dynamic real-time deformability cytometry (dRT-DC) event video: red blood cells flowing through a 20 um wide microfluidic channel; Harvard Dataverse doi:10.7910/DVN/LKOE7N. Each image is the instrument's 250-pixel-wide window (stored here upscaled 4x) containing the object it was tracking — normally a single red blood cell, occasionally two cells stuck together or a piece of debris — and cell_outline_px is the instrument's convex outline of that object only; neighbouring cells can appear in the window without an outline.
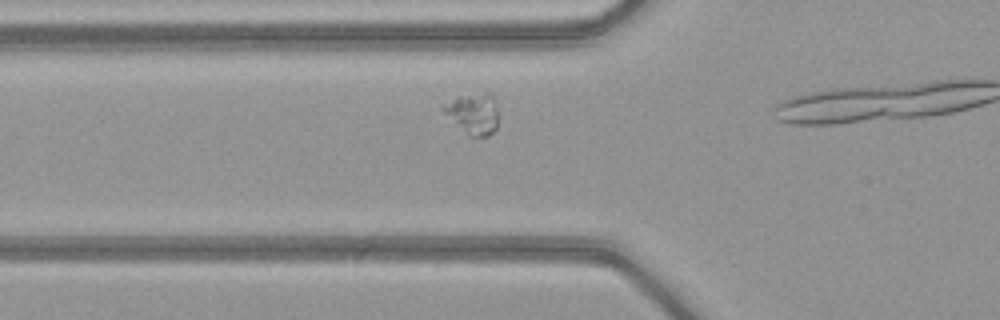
{"species": "common noctule bat (a hibernating species)", "species_latin": "Nyctalus noctula", "temperature_condition": "warm", "stored_images_in_passage": 16, "camera_frame_rate_fps": 3000, "um_per_image_px": 0.085, "animal": {"sex": "female", "body_mass_g": 21.9}, "frame": {"image": 1, "passage_image": 14, "time_ms": 4.333, "image_size_px": [1000, 320], "cell_outline_px": [[500, 116], [496, 128], [488, 136], [468, 136], [444, 112], [444, 104], [456, 96], [492, 96]], "centroid_in_image_um": [40.25, 9.72], "position_along_channel_um": 85.5, "area_um2": 12.54}}